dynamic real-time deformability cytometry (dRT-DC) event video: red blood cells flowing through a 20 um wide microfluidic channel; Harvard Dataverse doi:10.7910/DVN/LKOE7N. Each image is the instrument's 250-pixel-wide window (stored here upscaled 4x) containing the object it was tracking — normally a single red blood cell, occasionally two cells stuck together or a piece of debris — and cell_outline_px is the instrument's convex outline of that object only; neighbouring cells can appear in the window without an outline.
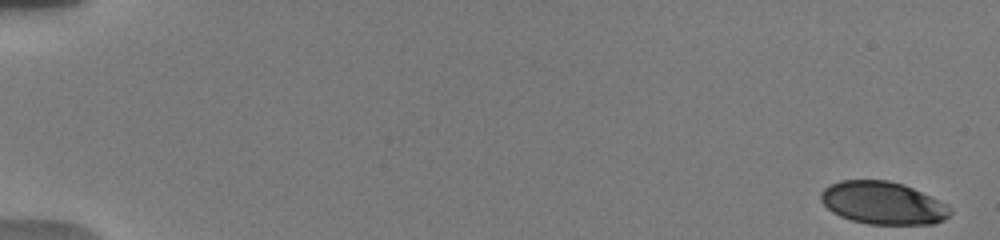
{"species": "human", "species_latin": "Homo sapiens", "temperature_condition": "warm", "stored_images_in_passage": 25, "camera_frame_rate_fps": 3000, "um_per_image_px": 0.085, "donor": {"sex": "male"}, "frame": {"image": 1, "passage_image": 1, "time_ms": 0.0, "image_size_px": [1000, 240], "cell_outline_px": [[952, 212], [944, 220], [936, 224], [868, 224], [852, 220], [840, 216], [832, 212], [820, 200], [820, 192], [828, 184], [840, 180], [888, 180], [904, 184], [948, 204], [952, 208]], "centroid_in_image_um": [75.05, 17.25], "position_along_channel_um": 9.9, "area_um2": 32.43}}
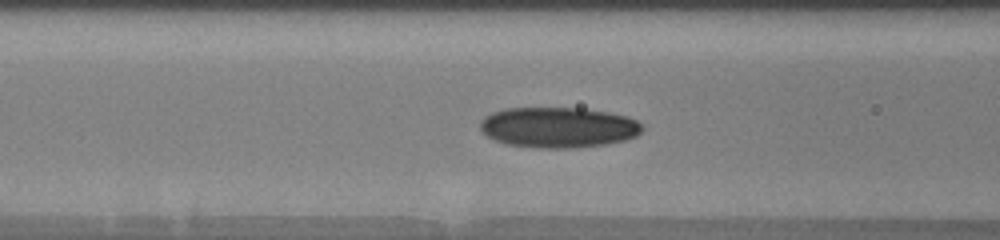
{"frame": {"image": 2, "passage_image": 18, "time_ms": 7.667, "image_size_px": [1000, 240], "cell_outline_px": [[644, 128], [636, 136], [624, 140], [604, 144], [572, 148], [536, 148], [504, 144], [488, 136], [480, 128], [480, 120], [484, 116], [492, 112], [504, 108], [584, 108], [608, 112], [628, 116], [636, 120]], "centroid_in_image_um": [47.44, 10.82], "position_along_channel_um": 119.2, "area_um2": 38.44}}
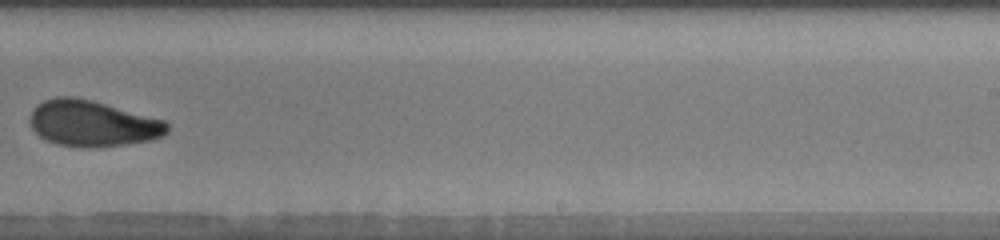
{"frame": {"image": 3, "passage_image": 24, "time_ms": 12.0, "image_size_px": [1000, 240], "cell_outline_px": [[168, 132], [164, 136], [152, 140], [96, 148], [80, 148], [56, 144], [40, 136], [32, 128], [28, 120], [28, 116], [32, 108], [36, 104], [44, 100], [56, 96], [76, 96], [92, 100], [164, 120], [168, 124]], "centroid_in_image_um": [7.82, 10.49], "position_along_channel_um": 281.2, "area_um2": 37.28}}